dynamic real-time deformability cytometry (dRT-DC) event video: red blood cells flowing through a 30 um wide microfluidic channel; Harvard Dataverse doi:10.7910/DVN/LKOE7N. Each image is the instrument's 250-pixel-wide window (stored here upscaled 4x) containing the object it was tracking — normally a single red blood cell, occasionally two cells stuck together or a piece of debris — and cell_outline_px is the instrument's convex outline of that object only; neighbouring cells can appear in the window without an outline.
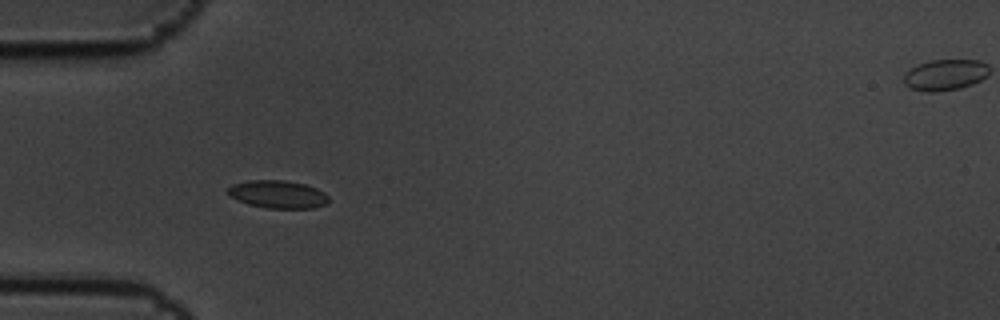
{"species": "common noctule bat (a hibernating species)", "species_latin": "Nyctalus noctula", "temperature_condition": "cold", "stored_images_in_passage": 5, "camera_frame_rate_fps": 3000, "um_per_image_px": 0.085, "animal": {"sex": "male", "body_mass_g": 19.5, "forearm_length_mm": 54.6}, "frame": {"image": 1, "passage_image": 4, "time_ms": 1.0, "image_size_px": [1000, 320], "cell_outline_px": [[328, 200], [324, 204], [312, 208], [264, 208], [248, 204], [236, 200], [228, 196], [228, 188], [232, 184], [248, 180], [284, 180], [304, 184], [316, 188], [324, 192], [328, 196]], "centroid_in_image_um": [23.56, 16.51], "position_along_channel_um": 61.4, "area_um2": 16.36}}
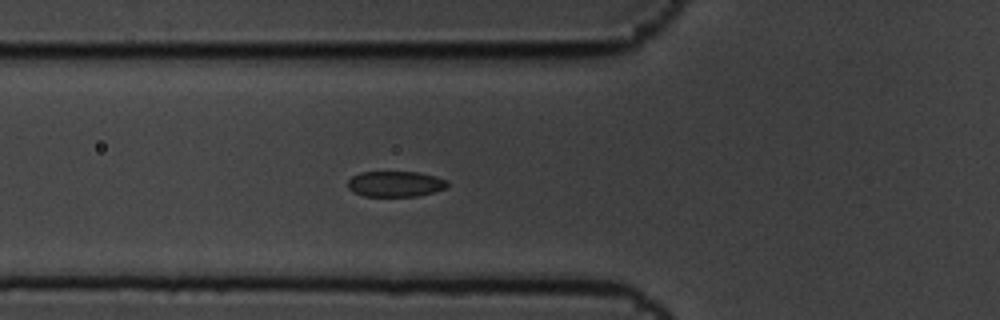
{"frame": {"image": 2, "passage_image": 5, "time_ms": 1.333, "image_size_px": [1000, 320], "cell_outline_px": [[448, 188], [416, 196], [364, 196], [352, 192], [348, 188], [348, 180], [352, 176], [360, 172], [420, 172], [436, 176], [448, 180]], "centroid_in_image_um": [33.61, 15.63], "position_along_channel_um": 92.2, "area_um2": 15.03}}